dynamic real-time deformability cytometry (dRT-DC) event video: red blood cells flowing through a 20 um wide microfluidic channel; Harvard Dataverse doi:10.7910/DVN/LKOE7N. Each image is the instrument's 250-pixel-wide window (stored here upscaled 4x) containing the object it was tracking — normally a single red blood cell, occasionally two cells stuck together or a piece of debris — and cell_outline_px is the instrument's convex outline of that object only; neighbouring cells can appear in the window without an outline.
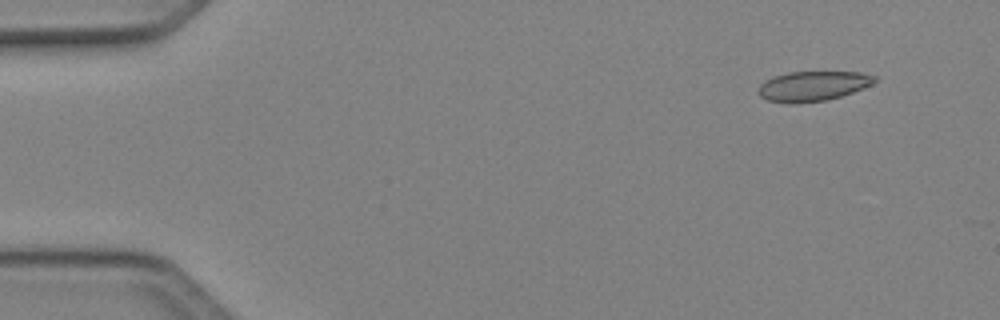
{"species": "Egyptian fruit bat (a non-hibernating species)", "species_latin": "Rousettus aegyptiacus", "temperature_condition": "cold", "stored_images_in_passage": 19, "camera_frame_rate_fps": 3000, "um_per_image_px": 0.085, "animal": {"sex": "female"}, "frame": {"image": 1, "passage_image": 5, "time_ms": 1.333, "image_size_px": [1000, 320], "cell_outline_px": [[876, 80], [872, 84], [852, 92], [840, 96], [824, 100], [792, 104], [788, 104], [768, 100], [760, 96], [760, 84], [764, 80], [772, 76], [788, 72], [860, 72], [876, 76]], "centroid_in_image_um": [69.07, 7.31], "position_along_channel_um": 15.9, "area_um2": 20.11}}
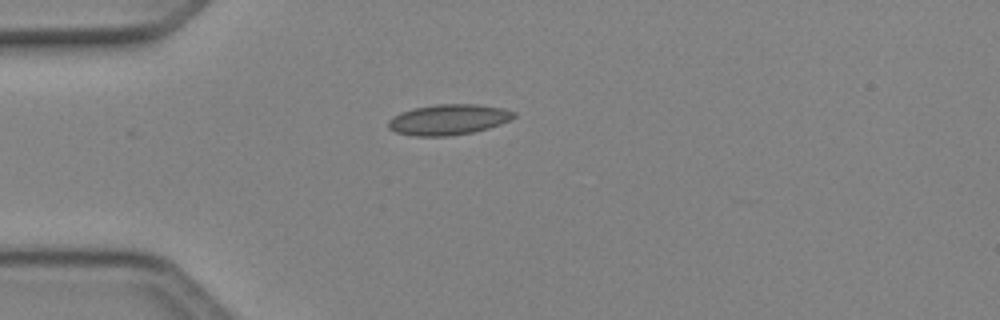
{"frame": {"image": 2, "passage_image": 14, "time_ms": 4.333, "image_size_px": [1000, 320], "cell_outline_px": [[516, 116], [500, 124], [488, 128], [472, 132], [448, 136], [416, 136], [396, 132], [388, 128], [388, 120], [392, 116], [400, 112], [412, 108], [436, 104], [480, 104], [504, 108], [516, 112]], "centroid_in_image_um": [38.11, 10.15], "position_along_channel_um": 46.9, "area_um2": 22.48}}